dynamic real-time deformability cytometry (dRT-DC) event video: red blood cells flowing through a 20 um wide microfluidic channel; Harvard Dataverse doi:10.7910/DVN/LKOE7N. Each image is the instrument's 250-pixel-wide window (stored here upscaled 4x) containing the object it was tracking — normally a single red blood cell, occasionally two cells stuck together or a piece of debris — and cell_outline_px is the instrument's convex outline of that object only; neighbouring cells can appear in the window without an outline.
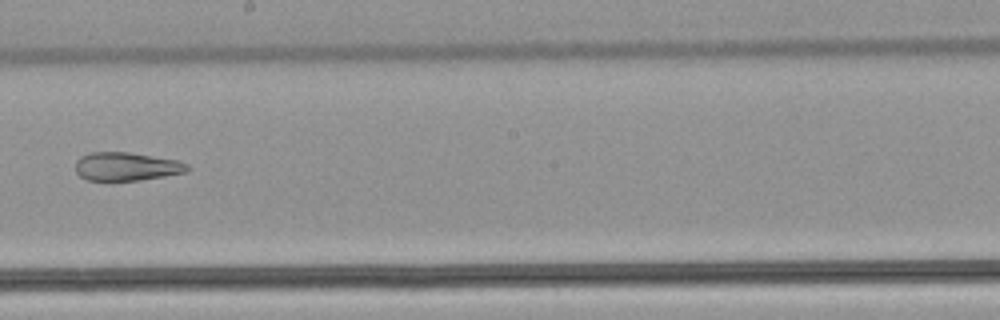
{"species": "common noctule bat (a hibernating species)", "species_latin": "Nyctalus noctula", "temperature_condition": "warm", "stored_images_in_passage": 8, "camera_frame_rate_fps": 3000, "um_per_image_px": 0.085, "animal": {"sex": "male", "body_mass_g": 21.5, "forearm_length_mm": 52.0}, "frame": {"image": 1, "passage_image": 8, "time_ms": 2.333, "image_size_px": [1000, 320], "cell_outline_px": [[192, 168], [184, 172], [164, 176], [140, 180], [88, 180], [80, 176], [76, 172], [76, 160], [80, 156], [88, 152], [128, 152], [176, 160], [188, 164]], "centroid_in_image_um": [10.73, 14.14], "position_along_channel_um": 237.5, "area_um2": 18.44}}